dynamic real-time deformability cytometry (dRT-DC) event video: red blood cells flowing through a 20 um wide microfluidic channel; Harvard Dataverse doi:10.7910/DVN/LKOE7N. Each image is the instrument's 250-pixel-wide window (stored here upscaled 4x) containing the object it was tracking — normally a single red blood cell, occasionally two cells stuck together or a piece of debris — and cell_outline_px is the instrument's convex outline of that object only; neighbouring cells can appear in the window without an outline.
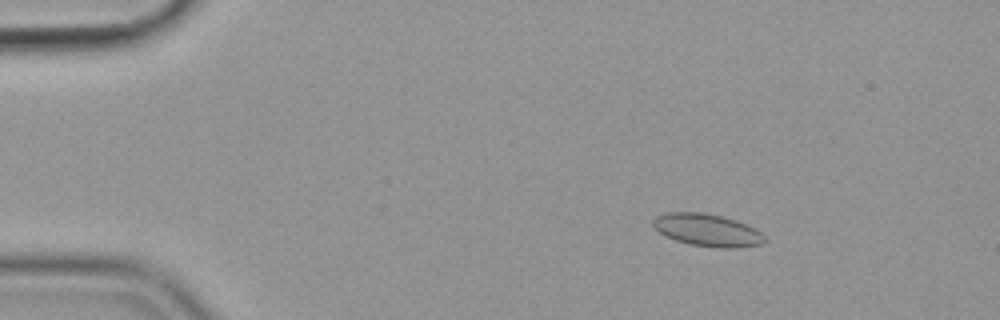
{"species": "common noctule bat (a hibernating species)", "species_latin": "Nyctalus noctula", "temperature_condition": "cold", "stored_images_in_passage": 57, "camera_frame_rate_fps": 3000, "um_per_image_px": 0.085, "animal": {"sex": "female", "body_mass_g": 19.9}, "frame": {"image": 1, "passage_image": 9, "time_ms": 2.667, "image_size_px": [1000, 320], "cell_outline_px": [[768, 240], [764, 244], [736, 248], [716, 248], [688, 244], [664, 236], [652, 224], [652, 220], [656, 216], [668, 212], [704, 212], [736, 220], [756, 228]], "centroid_in_image_um": [60.15, 19.57], "position_along_channel_um": 24.9, "area_um2": 21.33}}
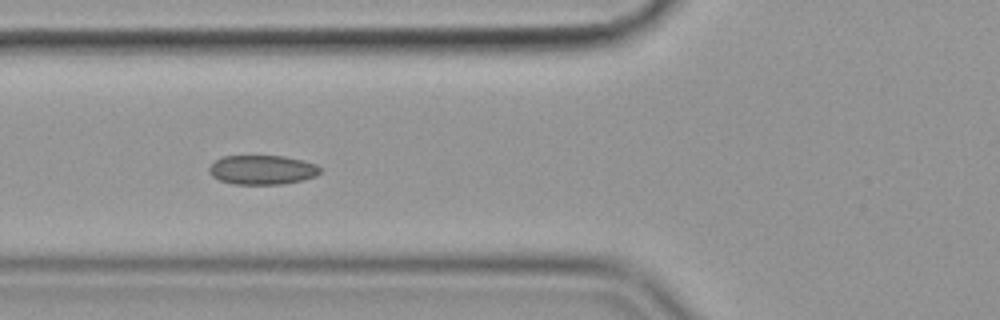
{"frame": {"image": 2, "passage_image": 22, "time_ms": 7.0, "image_size_px": [1000, 320], "cell_outline_px": [[320, 172], [316, 176], [304, 180], [284, 184], [232, 184], [220, 180], [212, 176], [208, 172], [208, 168], [216, 160], [224, 156], [284, 156], [304, 160], [316, 164], [320, 168]], "centroid_in_image_um": [22.31, 14.44], "position_along_channel_um": 103.5, "area_um2": 19.07}}
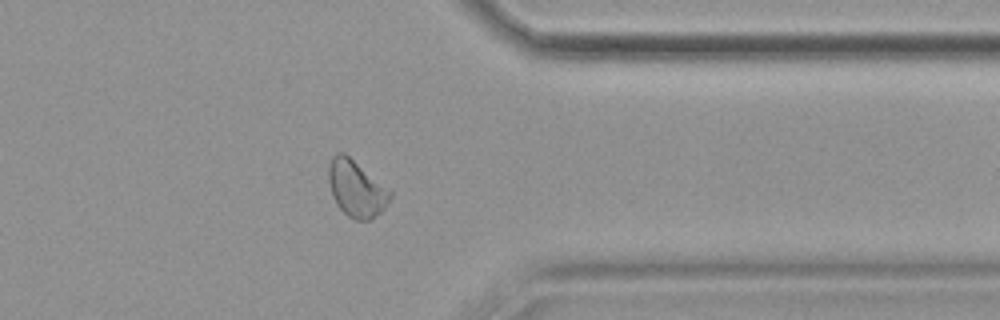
{"frame": {"image": 3, "passage_image": 46, "time_ms": 15.0, "image_size_px": [1000, 320], "cell_outline_px": [[392, 196], [384, 208], [380, 212], [368, 220], [356, 220], [348, 216], [336, 204], [332, 196], [328, 180], [328, 164], [332, 156], [336, 152], [344, 152], [392, 192]], "centroid_in_image_um": [30.25, 16.02], "position_along_channel_um": 381.2, "area_um2": 20.06}, "authors_computed_cell_mechanics": {"area_um2": 20.0566, "velocity_mm_per_s": 3.5559, "shape_relaxation_time_tau1_ms": null, "shape_relaxation_time_tau2_ms": 1.7514, "deformation_change_tau1": null, "deformation_change_tau2": 0.0557}}